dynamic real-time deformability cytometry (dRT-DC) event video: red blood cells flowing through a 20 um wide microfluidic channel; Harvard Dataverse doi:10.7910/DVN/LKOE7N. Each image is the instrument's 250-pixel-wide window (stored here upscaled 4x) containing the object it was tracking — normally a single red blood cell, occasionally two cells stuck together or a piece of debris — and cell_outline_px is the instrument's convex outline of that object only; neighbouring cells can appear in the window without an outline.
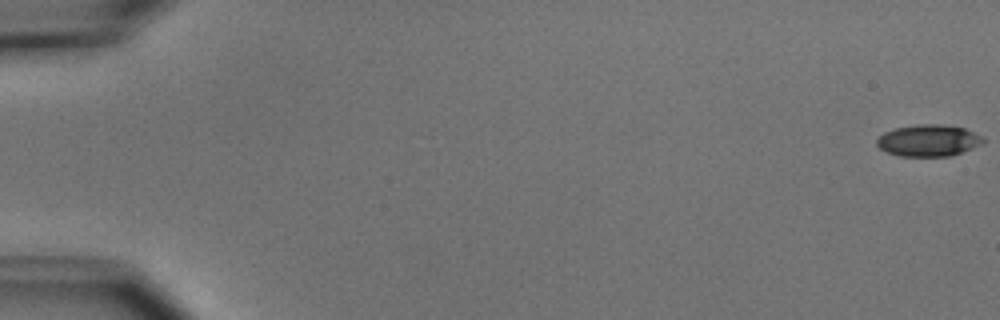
{"species": "common noctule bat (a hibernating species)", "species_latin": "Nyctalus noctula", "temperature_condition": "cold", "stored_images_in_passage": 54, "camera_frame_rate_fps": 3000, "um_per_image_px": 0.085, "animal": {"sex": "male", "body_mass_g": 15.6}, "frame": {"image": 1, "passage_image": 1, "time_ms": 0.0, "image_size_px": [1000, 320], "cell_outline_px": [[984, 144], [952, 156], [900, 156], [888, 152], [880, 148], [876, 144], [876, 140], [884, 132], [896, 128], [920, 124], [940, 124], [964, 128], [984, 136]], "centroid_in_image_um": [78.97, 11.94], "position_along_channel_um": 6.0, "area_um2": 19.71}}
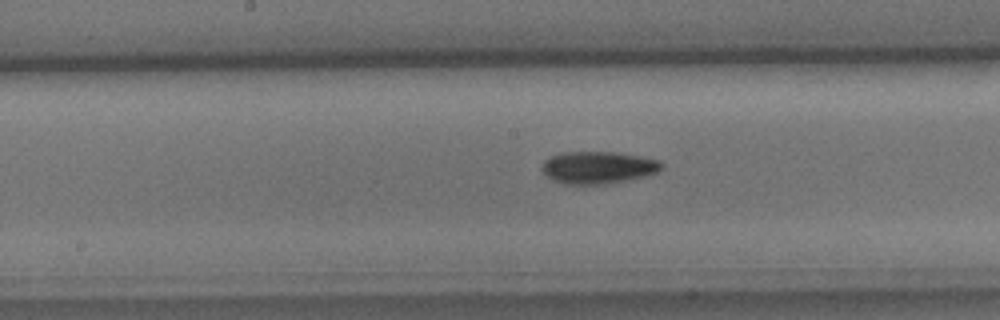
{"frame": {"image": 2, "passage_image": 29, "time_ms": 9.333, "image_size_px": [1000, 320], "cell_outline_px": [[664, 168], [648, 176], [608, 184], [568, 184], [552, 180], [540, 168], [544, 160], [552, 156], [564, 152], [616, 152], [640, 156], [660, 160], [664, 164]], "centroid_in_image_um": [50.88, 14.24], "position_along_channel_um": 197.3, "area_um2": 22.66}}
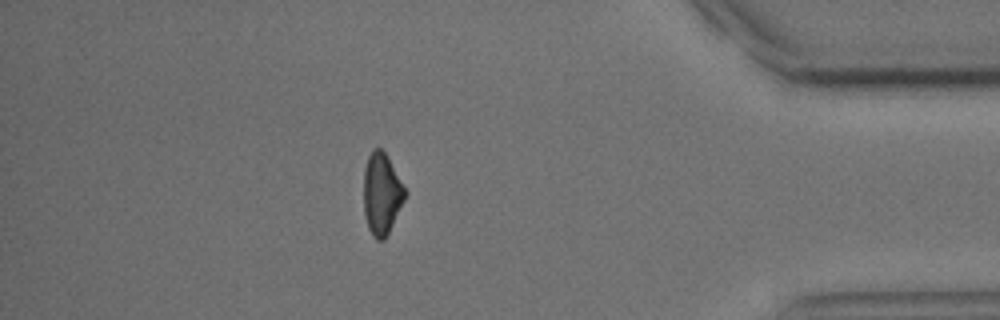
{"frame": {"image": 3, "passage_image": 48, "time_ms": 15.667, "image_size_px": [1000, 320], "cell_outline_px": [[408, 192], [384, 240], [376, 240], [372, 236], [368, 228], [364, 212], [364, 168], [368, 156], [372, 148], [380, 148], [384, 152]], "centroid_in_image_um": [32.43, 16.47], "position_along_channel_um": 402.8, "area_um2": 19.48}, "authors_computed_cell_mechanics": {"area_um2": 20.4323, "velocity_mm_per_s": 3.7988, "shape_relaxation_time_tau1_ms": 3.0226, "shape_relaxation_time_tau2_ms": null, "deformation_change_tau1": 0.1292, "deformation_change_tau2": null}}